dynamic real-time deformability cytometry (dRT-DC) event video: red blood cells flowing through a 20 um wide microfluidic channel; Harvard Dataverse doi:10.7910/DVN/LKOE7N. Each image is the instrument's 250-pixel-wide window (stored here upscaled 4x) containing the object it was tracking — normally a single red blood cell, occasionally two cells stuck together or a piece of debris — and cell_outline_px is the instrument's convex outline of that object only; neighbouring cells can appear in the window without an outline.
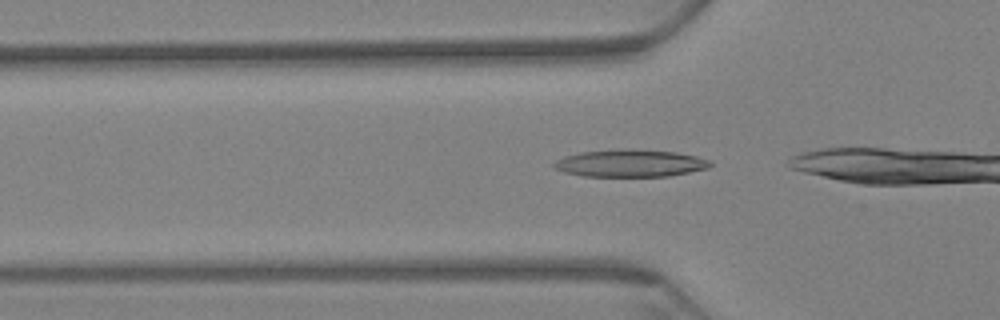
{"species": "Egyptian fruit bat (a non-hibernating species)", "species_latin": "Rousettus aegyptiacus", "temperature_condition": "warm", "stored_images_in_passage": 32, "camera_frame_rate_fps": 3000, "um_per_image_px": 0.085, "animal": {"sex": "female"}, "frame": {"image": 1, "passage_image": 2, "time_ms": 0.333, "image_size_px": [1000, 320], "cell_outline_px": [[712, 164], [708, 168], [668, 176], [584, 176], [564, 172], [556, 168], [552, 164], [556, 160], [564, 156], [580, 152], [676, 152], [696, 156], [708, 160]], "centroid_in_image_um": [53.56, 13.93], "position_along_channel_um": 72.2, "area_um2": 23.41}}
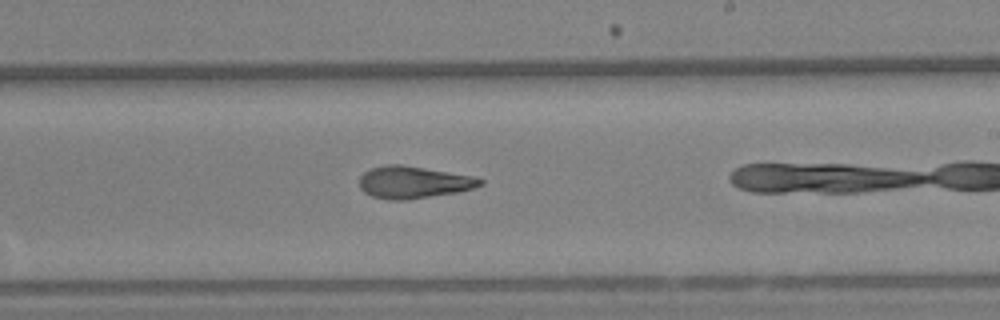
{"frame": {"image": 2, "passage_image": 19, "time_ms": 6.0, "image_size_px": [1000, 320], "cell_outline_px": [[484, 184], [476, 188], [456, 192], [404, 200], [388, 200], [372, 196], [364, 192], [360, 188], [360, 176], [364, 172], [372, 168], [388, 164], [400, 164], [472, 176], [484, 180]], "centroid_in_image_um": [35.14, 15.49], "position_along_channel_um": 253.9, "area_um2": 22.43}}
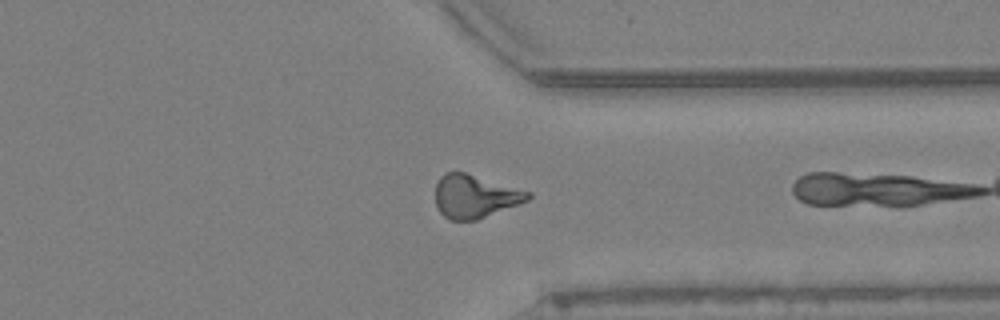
{"frame": {"image": 3, "passage_image": 30, "time_ms": 9.667, "image_size_px": [1000, 320], "cell_outline_px": [[532, 196], [528, 200], [476, 220], [448, 220], [440, 212], [436, 204], [436, 184], [440, 176], [444, 172], [464, 172], [532, 192]], "centroid_in_image_um": [40.35, 16.68], "position_along_channel_um": 371.1, "area_um2": 23.12}}